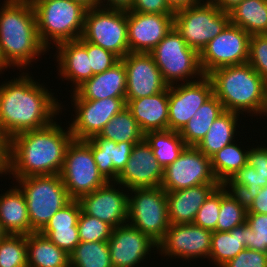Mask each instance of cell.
<instances>
[{"label":"cell","instance_id":"6da1fadb","mask_svg":"<svg viewBox=\"0 0 267 267\" xmlns=\"http://www.w3.org/2000/svg\"><path fill=\"white\" fill-rule=\"evenodd\" d=\"M18 74L0 83V132L8 140L19 133L50 125L66 110L63 102L48 90V85L31 76L32 72Z\"/></svg>","mask_w":267,"mask_h":267},{"label":"cell","instance_id":"7a4b0ae2","mask_svg":"<svg viewBox=\"0 0 267 267\" xmlns=\"http://www.w3.org/2000/svg\"><path fill=\"white\" fill-rule=\"evenodd\" d=\"M54 120L50 125L22 132L9 140L8 177L60 174L65 152L72 141L67 127ZM12 175V176H11Z\"/></svg>","mask_w":267,"mask_h":267},{"label":"cell","instance_id":"3957f363","mask_svg":"<svg viewBox=\"0 0 267 267\" xmlns=\"http://www.w3.org/2000/svg\"><path fill=\"white\" fill-rule=\"evenodd\" d=\"M0 4L2 55L12 69L28 71L48 52L38 35L34 8L28 0H4Z\"/></svg>","mask_w":267,"mask_h":267},{"label":"cell","instance_id":"277c9868","mask_svg":"<svg viewBox=\"0 0 267 267\" xmlns=\"http://www.w3.org/2000/svg\"><path fill=\"white\" fill-rule=\"evenodd\" d=\"M207 76L211 80L213 94L222 103L225 111L244 115V119L261 114L267 82L248 62L218 68Z\"/></svg>","mask_w":267,"mask_h":267},{"label":"cell","instance_id":"5b68a950","mask_svg":"<svg viewBox=\"0 0 267 267\" xmlns=\"http://www.w3.org/2000/svg\"><path fill=\"white\" fill-rule=\"evenodd\" d=\"M30 4L34 8L40 41L49 52L62 42L78 40L82 36L87 9L80 3L49 0Z\"/></svg>","mask_w":267,"mask_h":267},{"label":"cell","instance_id":"8992f818","mask_svg":"<svg viewBox=\"0 0 267 267\" xmlns=\"http://www.w3.org/2000/svg\"><path fill=\"white\" fill-rule=\"evenodd\" d=\"M15 181L25 195L31 233L41 232L51 217L72 200L59 174L29 176Z\"/></svg>","mask_w":267,"mask_h":267},{"label":"cell","instance_id":"52a82bcc","mask_svg":"<svg viewBox=\"0 0 267 267\" xmlns=\"http://www.w3.org/2000/svg\"><path fill=\"white\" fill-rule=\"evenodd\" d=\"M149 53L168 86L196 81L204 75L199 53L187 46L175 27Z\"/></svg>","mask_w":267,"mask_h":267},{"label":"cell","instance_id":"ba28073f","mask_svg":"<svg viewBox=\"0 0 267 267\" xmlns=\"http://www.w3.org/2000/svg\"><path fill=\"white\" fill-rule=\"evenodd\" d=\"M230 22V14L211 1H202L174 13V27L187 46L198 53Z\"/></svg>","mask_w":267,"mask_h":267},{"label":"cell","instance_id":"9c48e42d","mask_svg":"<svg viewBox=\"0 0 267 267\" xmlns=\"http://www.w3.org/2000/svg\"><path fill=\"white\" fill-rule=\"evenodd\" d=\"M128 223L158 244L170 226L166 191L161 186L128 190Z\"/></svg>","mask_w":267,"mask_h":267},{"label":"cell","instance_id":"30bf717a","mask_svg":"<svg viewBox=\"0 0 267 267\" xmlns=\"http://www.w3.org/2000/svg\"><path fill=\"white\" fill-rule=\"evenodd\" d=\"M59 175L69 197L74 200L101 188L108 182L97 168L90 139H72L66 149Z\"/></svg>","mask_w":267,"mask_h":267},{"label":"cell","instance_id":"8fae6325","mask_svg":"<svg viewBox=\"0 0 267 267\" xmlns=\"http://www.w3.org/2000/svg\"><path fill=\"white\" fill-rule=\"evenodd\" d=\"M81 38L122 59L129 53L127 12L102 7L86 10Z\"/></svg>","mask_w":267,"mask_h":267},{"label":"cell","instance_id":"7c38bea8","mask_svg":"<svg viewBox=\"0 0 267 267\" xmlns=\"http://www.w3.org/2000/svg\"><path fill=\"white\" fill-rule=\"evenodd\" d=\"M250 35L231 22L199 53L200 67L204 75L233 65L248 62Z\"/></svg>","mask_w":267,"mask_h":267},{"label":"cell","instance_id":"4fadbf2b","mask_svg":"<svg viewBox=\"0 0 267 267\" xmlns=\"http://www.w3.org/2000/svg\"><path fill=\"white\" fill-rule=\"evenodd\" d=\"M211 231L191 224H170L165 237L158 243L157 254L167 259L197 261L208 259L211 252ZM195 259V260H194Z\"/></svg>","mask_w":267,"mask_h":267},{"label":"cell","instance_id":"5bb4252c","mask_svg":"<svg viewBox=\"0 0 267 267\" xmlns=\"http://www.w3.org/2000/svg\"><path fill=\"white\" fill-rule=\"evenodd\" d=\"M202 184H219L211 168V158L195 146H186L180 156L165 169L161 187L166 192Z\"/></svg>","mask_w":267,"mask_h":267},{"label":"cell","instance_id":"9a60e30c","mask_svg":"<svg viewBox=\"0 0 267 267\" xmlns=\"http://www.w3.org/2000/svg\"><path fill=\"white\" fill-rule=\"evenodd\" d=\"M74 114L69 128L73 139L86 140L98 135L105 125L123 108L126 98L101 100L71 99ZM73 120V121H72Z\"/></svg>","mask_w":267,"mask_h":267},{"label":"cell","instance_id":"2e32d148","mask_svg":"<svg viewBox=\"0 0 267 267\" xmlns=\"http://www.w3.org/2000/svg\"><path fill=\"white\" fill-rule=\"evenodd\" d=\"M212 95L213 86L207 75L169 86L168 130L180 132Z\"/></svg>","mask_w":267,"mask_h":267},{"label":"cell","instance_id":"e0dca14e","mask_svg":"<svg viewBox=\"0 0 267 267\" xmlns=\"http://www.w3.org/2000/svg\"><path fill=\"white\" fill-rule=\"evenodd\" d=\"M127 192L128 189L120 183L108 181L101 188L83 195L78 201L83 213L96 217L116 228L128 223Z\"/></svg>","mask_w":267,"mask_h":267},{"label":"cell","instance_id":"ac0fdd59","mask_svg":"<svg viewBox=\"0 0 267 267\" xmlns=\"http://www.w3.org/2000/svg\"><path fill=\"white\" fill-rule=\"evenodd\" d=\"M108 246L113 267H139L158 250L156 242L129 223L113 228Z\"/></svg>","mask_w":267,"mask_h":267},{"label":"cell","instance_id":"d6986e66","mask_svg":"<svg viewBox=\"0 0 267 267\" xmlns=\"http://www.w3.org/2000/svg\"><path fill=\"white\" fill-rule=\"evenodd\" d=\"M121 60L126 69V99L152 96L168 87L150 53L129 52Z\"/></svg>","mask_w":267,"mask_h":267},{"label":"cell","instance_id":"ffe728a7","mask_svg":"<svg viewBox=\"0 0 267 267\" xmlns=\"http://www.w3.org/2000/svg\"><path fill=\"white\" fill-rule=\"evenodd\" d=\"M174 27V14L127 11L129 52L149 53Z\"/></svg>","mask_w":267,"mask_h":267},{"label":"cell","instance_id":"44dd1931","mask_svg":"<svg viewBox=\"0 0 267 267\" xmlns=\"http://www.w3.org/2000/svg\"><path fill=\"white\" fill-rule=\"evenodd\" d=\"M162 180L163 168L159 165L149 144L143 139L133 146L131 156L116 182L130 190L160 187Z\"/></svg>","mask_w":267,"mask_h":267},{"label":"cell","instance_id":"7402d4cb","mask_svg":"<svg viewBox=\"0 0 267 267\" xmlns=\"http://www.w3.org/2000/svg\"><path fill=\"white\" fill-rule=\"evenodd\" d=\"M54 49L53 58L56 60L58 76L62 81L72 83L71 92L94 75L87 54V41L81 37L62 42Z\"/></svg>","mask_w":267,"mask_h":267},{"label":"cell","instance_id":"603a6c76","mask_svg":"<svg viewBox=\"0 0 267 267\" xmlns=\"http://www.w3.org/2000/svg\"><path fill=\"white\" fill-rule=\"evenodd\" d=\"M126 82V69L120 59L108 70L93 75L70 92V99L126 98Z\"/></svg>","mask_w":267,"mask_h":267},{"label":"cell","instance_id":"cb8c5ba5","mask_svg":"<svg viewBox=\"0 0 267 267\" xmlns=\"http://www.w3.org/2000/svg\"><path fill=\"white\" fill-rule=\"evenodd\" d=\"M169 86L158 94L139 99H126V107L137 121L141 131L168 130Z\"/></svg>","mask_w":267,"mask_h":267},{"label":"cell","instance_id":"d4e9b609","mask_svg":"<svg viewBox=\"0 0 267 267\" xmlns=\"http://www.w3.org/2000/svg\"><path fill=\"white\" fill-rule=\"evenodd\" d=\"M220 184H202L166 192L170 224H191L197 211Z\"/></svg>","mask_w":267,"mask_h":267},{"label":"cell","instance_id":"484cf974","mask_svg":"<svg viewBox=\"0 0 267 267\" xmlns=\"http://www.w3.org/2000/svg\"><path fill=\"white\" fill-rule=\"evenodd\" d=\"M92 154L99 172L107 181H116L125 168L133 146L139 142H119L105 138H90Z\"/></svg>","mask_w":267,"mask_h":267},{"label":"cell","instance_id":"4316f807","mask_svg":"<svg viewBox=\"0 0 267 267\" xmlns=\"http://www.w3.org/2000/svg\"><path fill=\"white\" fill-rule=\"evenodd\" d=\"M14 184L0 194V224L7 234L28 235L31 233V224L25 195Z\"/></svg>","mask_w":267,"mask_h":267},{"label":"cell","instance_id":"83f0119b","mask_svg":"<svg viewBox=\"0 0 267 267\" xmlns=\"http://www.w3.org/2000/svg\"><path fill=\"white\" fill-rule=\"evenodd\" d=\"M240 114L224 111L211 125L205 137L195 146L204 155L211 158L226 145L231 144L240 136ZM241 118V119H240ZM239 132V133H238ZM238 137H235L237 136Z\"/></svg>","mask_w":267,"mask_h":267},{"label":"cell","instance_id":"f1b7e54d","mask_svg":"<svg viewBox=\"0 0 267 267\" xmlns=\"http://www.w3.org/2000/svg\"><path fill=\"white\" fill-rule=\"evenodd\" d=\"M246 248H248L247 222L236 226L229 232L214 231L211 237V252L208 260L212 262L214 267H222Z\"/></svg>","mask_w":267,"mask_h":267},{"label":"cell","instance_id":"f546056e","mask_svg":"<svg viewBox=\"0 0 267 267\" xmlns=\"http://www.w3.org/2000/svg\"><path fill=\"white\" fill-rule=\"evenodd\" d=\"M28 267H70V256L40 232L26 235Z\"/></svg>","mask_w":267,"mask_h":267},{"label":"cell","instance_id":"4dcf8cb0","mask_svg":"<svg viewBox=\"0 0 267 267\" xmlns=\"http://www.w3.org/2000/svg\"><path fill=\"white\" fill-rule=\"evenodd\" d=\"M219 99L213 94L179 132L187 146H196L207 134L212 123L224 112Z\"/></svg>","mask_w":267,"mask_h":267},{"label":"cell","instance_id":"1f68e13d","mask_svg":"<svg viewBox=\"0 0 267 267\" xmlns=\"http://www.w3.org/2000/svg\"><path fill=\"white\" fill-rule=\"evenodd\" d=\"M229 14L231 23L250 36L267 34V0H243Z\"/></svg>","mask_w":267,"mask_h":267},{"label":"cell","instance_id":"d6a6232c","mask_svg":"<svg viewBox=\"0 0 267 267\" xmlns=\"http://www.w3.org/2000/svg\"><path fill=\"white\" fill-rule=\"evenodd\" d=\"M236 142L235 140L226 145L211 157V168L219 184L225 185L240 168L247 164L250 145L245 148L242 144L245 142H239L240 145Z\"/></svg>","mask_w":267,"mask_h":267},{"label":"cell","instance_id":"836d02e7","mask_svg":"<svg viewBox=\"0 0 267 267\" xmlns=\"http://www.w3.org/2000/svg\"><path fill=\"white\" fill-rule=\"evenodd\" d=\"M144 139L163 169L173 163L187 146L180 133L172 130L150 131L144 134Z\"/></svg>","mask_w":267,"mask_h":267},{"label":"cell","instance_id":"e575fe53","mask_svg":"<svg viewBox=\"0 0 267 267\" xmlns=\"http://www.w3.org/2000/svg\"><path fill=\"white\" fill-rule=\"evenodd\" d=\"M247 203L241 195L220 184V211L215 231L229 232L246 222Z\"/></svg>","mask_w":267,"mask_h":267},{"label":"cell","instance_id":"d590c367","mask_svg":"<svg viewBox=\"0 0 267 267\" xmlns=\"http://www.w3.org/2000/svg\"><path fill=\"white\" fill-rule=\"evenodd\" d=\"M91 138H105L115 143L141 142L144 139V133L130 110L125 107L105 125L98 135Z\"/></svg>","mask_w":267,"mask_h":267},{"label":"cell","instance_id":"8d00e7d4","mask_svg":"<svg viewBox=\"0 0 267 267\" xmlns=\"http://www.w3.org/2000/svg\"><path fill=\"white\" fill-rule=\"evenodd\" d=\"M69 256L70 267H113L108 241H80Z\"/></svg>","mask_w":267,"mask_h":267},{"label":"cell","instance_id":"74e56055","mask_svg":"<svg viewBox=\"0 0 267 267\" xmlns=\"http://www.w3.org/2000/svg\"><path fill=\"white\" fill-rule=\"evenodd\" d=\"M24 234H6L0 240V267H28Z\"/></svg>","mask_w":267,"mask_h":267},{"label":"cell","instance_id":"f35d334b","mask_svg":"<svg viewBox=\"0 0 267 267\" xmlns=\"http://www.w3.org/2000/svg\"><path fill=\"white\" fill-rule=\"evenodd\" d=\"M229 191L238 193L247 202L256 196L261 188V176L254 167L246 164L225 184Z\"/></svg>","mask_w":267,"mask_h":267},{"label":"cell","instance_id":"ab89813d","mask_svg":"<svg viewBox=\"0 0 267 267\" xmlns=\"http://www.w3.org/2000/svg\"><path fill=\"white\" fill-rule=\"evenodd\" d=\"M79 240L83 242H104L111 237L113 227L100 219L81 211L78 218Z\"/></svg>","mask_w":267,"mask_h":267},{"label":"cell","instance_id":"60d3db41","mask_svg":"<svg viewBox=\"0 0 267 267\" xmlns=\"http://www.w3.org/2000/svg\"><path fill=\"white\" fill-rule=\"evenodd\" d=\"M248 248L267 253V214L247 213Z\"/></svg>","mask_w":267,"mask_h":267},{"label":"cell","instance_id":"b9f144b4","mask_svg":"<svg viewBox=\"0 0 267 267\" xmlns=\"http://www.w3.org/2000/svg\"><path fill=\"white\" fill-rule=\"evenodd\" d=\"M220 211V185L209 195L197 211L193 224L211 232L216 229Z\"/></svg>","mask_w":267,"mask_h":267},{"label":"cell","instance_id":"7bdbcfd3","mask_svg":"<svg viewBox=\"0 0 267 267\" xmlns=\"http://www.w3.org/2000/svg\"><path fill=\"white\" fill-rule=\"evenodd\" d=\"M248 63L267 82V34L250 37Z\"/></svg>","mask_w":267,"mask_h":267},{"label":"cell","instance_id":"ee69618b","mask_svg":"<svg viewBox=\"0 0 267 267\" xmlns=\"http://www.w3.org/2000/svg\"><path fill=\"white\" fill-rule=\"evenodd\" d=\"M40 233L69 255L80 243L78 227L44 228Z\"/></svg>","mask_w":267,"mask_h":267},{"label":"cell","instance_id":"f6af8a7d","mask_svg":"<svg viewBox=\"0 0 267 267\" xmlns=\"http://www.w3.org/2000/svg\"><path fill=\"white\" fill-rule=\"evenodd\" d=\"M80 213L81 207L79 201L72 199L51 217L45 228L78 227L77 223Z\"/></svg>","mask_w":267,"mask_h":267},{"label":"cell","instance_id":"bcb514c9","mask_svg":"<svg viewBox=\"0 0 267 267\" xmlns=\"http://www.w3.org/2000/svg\"><path fill=\"white\" fill-rule=\"evenodd\" d=\"M87 54L94 75L108 70L120 60L112 52L90 42H87Z\"/></svg>","mask_w":267,"mask_h":267},{"label":"cell","instance_id":"7dc6e473","mask_svg":"<svg viewBox=\"0 0 267 267\" xmlns=\"http://www.w3.org/2000/svg\"><path fill=\"white\" fill-rule=\"evenodd\" d=\"M222 267H267V253L246 248Z\"/></svg>","mask_w":267,"mask_h":267},{"label":"cell","instance_id":"c3c4849f","mask_svg":"<svg viewBox=\"0 0 267 267\" xmlns=\"http://www.w3.org/2000/svg\"><path fill=\"white\" fill-rule=\"evenodd\" d=\"M252 146L248 151L247 164L254 167L261 176V188H263L267 185V146L264 143L255 147L253 143Z\"/></svg>","mask_w":267,"mask_h":267},{"label":"cell","instance_id":"681fc988","mask_svg":"<svg viewBox=\"0 0 267 267\" xmlns=\"http://www.w3.org/2000/svg\"><path fill=\"white\" fill-rule=\"evenodd\" d=\"M133 12L154 13V14H174L166 0H134Z\"/></svg>","mask_w":267,"mask_h":267},{"label":"cell","instance_id":"f907efd6","mask_svg":"<svg viewBox=\"0 0 267 267\" xmlns=\"http://www.w3.org/2000/svg\"><path fill=\"white\" fill-rule=\"evenodd\" d=\"M247 213L267 214V185L247 202Z\"/></svg>","mask_w":267,"mask_h":267},{"label":"cell","instance_id":"816d5d0a","mask_svg":"<svg viewBox=\"0 0 267 267\" xmlns=\"http://www.w3.org/2000/svg\"><path fill=\"white\" fill-rule=\"evenodd\" d=\"M9 140L0 132V177L8 175Z\"/></svg>","mask_w":267,"mask_h":267},{"label":"cell","instance_id":"f5cc1de1","mask_svg":"<svg viewBox=\"0 0 267 267\" xmlns=\"http://www.w3.org/2000/svg\"><path fill=\"white\" fill-rule=\"evenodd\" d=\"M134 0H100L99 7L113 10L130 11Z\"/></svg>","mask_w":267,"mask_h":267},{"label":"cell","instance_id":"db71d44e","mask_svg":"<svg viewBox=\"0 0 267 267\" xmlns=\"http://www.w3.org/2000/svg\"><path fill=\"white\" fill-rule=\"evenodd\" d=\"M170 8L175 12L189 6H194L201 3V0H166Z\"/></svg>","mask_w":267,"mask_h":267},{"label":"cell","instance_id":"11a10c76","mask_svg":"<svg viewBox=\"0 0 267 267\" xmlns=\"http://www.w3.org/2000/svg\"><path fill=\"white\" fill-rule=\"evenodd\" d=\"M243 0H212L222 11L229 13L234 7L240 4Z\"/></svg>","mask_w":267,"mask_h":267},{"label":"cell","instance_id":"9f6ffc18","mask_svg":"<svg viewBox=\"0 0 267 267\" xmlns=\"http://www.w3.org/2000/svg\"><path fill=\"white\" fill-rule=\"evenodd\" d=\"M73 1L80 3L87 10L99 7L100 3V0H73Z\"/></svg>","mask_w":267,"mask_h":267},{"label":"cell","instance_id":"6f0895ef","mask_svg":"<svg viewBox=\"0 0 267 267\" xmlns=\"http://www.w3.org/2000/svg\"><path fill=\"white\" fill-rule=\"evenodd\" d=\"M8 68L10 69L12 67L5 61L0 47V75L3 74L5 70L7 71Z\"/></svg>","mask_w":267,"mask_h":267},{"label":"cell","instance_id":"680465c9","mask_svg":"<svg viewBox=\"0 0 267 267\" xmlns=\"http://www.w3.org/2000/svg\"><path fill=\"white\" fill-rule=\"evenodd\" d=\"M261 116H266L267 117V93H266V98H265V101H264V106H263V109H262V112L261 114L259 115V118H261Z\"/></svg>","mask_w":267,"mask_h":267},{"label":"cell","instance_id":"91938a15","mask_svg":"<svg viewBox=\"0 0 267 267\" xmlns=\"http://www.w3.org/2000/svg\"><path fill=\"white\" fill-rule=\"evenodd\" d=\"M7 233L2 229V226L0 224V240L6 235Z\"/></svg>","mask_w":267,"mask_h":267},{"label":"cell","instance_id":"94428289","mask_svg":"<svg viewBox=\"0 0 267 267\" xmlns=\"http://www.w3.org/2000/svg\"><path fill=\"white\" fill-rule=\"evenodd\" d=\"M29 2H44V1H49V0H28Z\"/></svg>","mask_w":267,"mask_h":267}]
</instances>
